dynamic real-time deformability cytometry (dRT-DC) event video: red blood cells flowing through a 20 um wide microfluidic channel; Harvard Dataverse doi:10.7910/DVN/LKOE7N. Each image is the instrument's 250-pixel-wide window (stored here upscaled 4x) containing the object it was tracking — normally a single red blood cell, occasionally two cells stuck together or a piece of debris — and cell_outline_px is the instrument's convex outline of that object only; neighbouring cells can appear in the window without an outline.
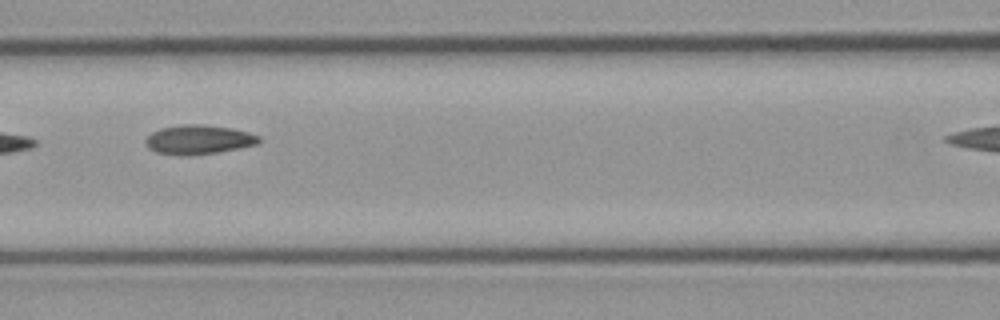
{"species": "common noctule bat (a hibernating species)", "species_latin": "Nyctalus noctula", "temperature_condition": "cold", "stored_images_in_passage": 7, "camera_frame_rate_fps": 3000, "um_per_image_px": 0.085, "animal": {"sex": "male", "body_mass_g": 23.1, "forearm_length_mm": 52.7}, "frame": {"image": 1, "passage_image": 5, "time_ms": 1.333, "image_size_px": [1000, 320], "cell_outline_px": [[260, 140], [256, 144], [216, 152], [188, 156], [184, 156], [156, 152], [148, 148], [144, 144], [144, 140], [152, 132], [160, 128], [180, 124], [200, 124], [228, 128], [248, 132], [260, 136]], "centroid_in_image_um": [16.8, 11.86], "position_along_channel_um": 149.8, "area_um2": 19.19}}
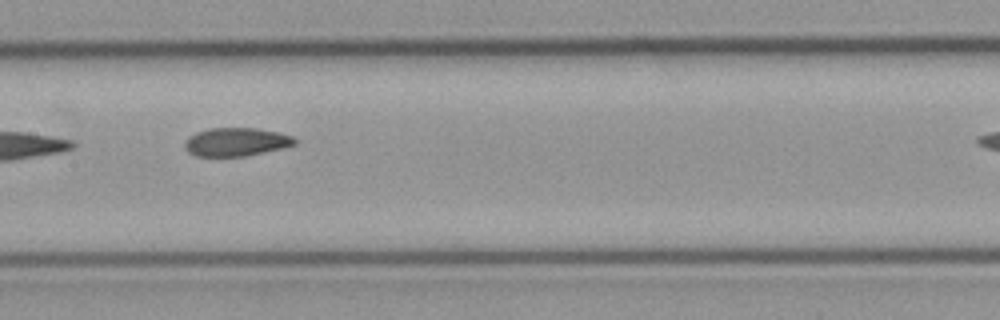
{"frame": {"image": 2, "passage_image": 6, "time_ms": 1.667, "image_size_px": [1000, 320], "cell_outline_px": [[296, 144], [280, 148], [244, 156], [196, 156], [188, 152], [184, 144], [188, 136], [196, 132], [208, 128], [256, 128], [276, 132], [292, 136], [296, 140]], "centroid_in_image_um": [20.02, 12.05], "position_along_channel_um": 187.4, "area_um2": 17.98}}